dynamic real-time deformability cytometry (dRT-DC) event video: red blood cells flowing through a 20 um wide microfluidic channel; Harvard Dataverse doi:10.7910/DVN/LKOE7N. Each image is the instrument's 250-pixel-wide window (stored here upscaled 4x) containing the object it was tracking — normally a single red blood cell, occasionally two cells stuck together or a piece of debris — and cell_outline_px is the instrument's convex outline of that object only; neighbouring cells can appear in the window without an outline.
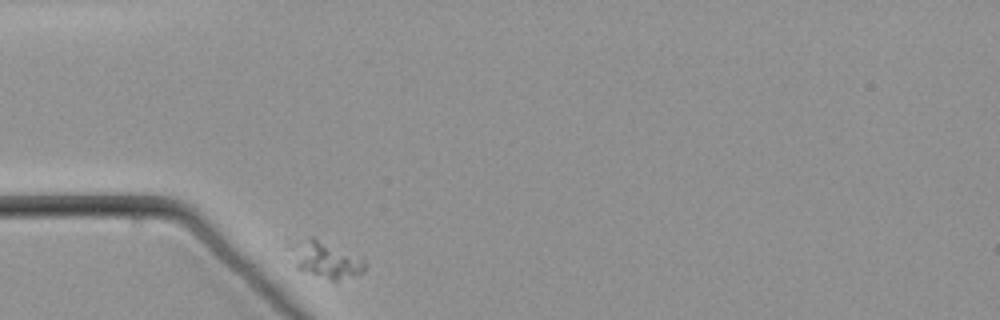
{"species": "common noctule bat (a hibernating species)", "species_latin": "Nyctalus noctula", "temperature_condition": "warm", "stored_images_in_passage": 42, "camera_frame_rate_fps": 3000, "um_per_image_px": 0.085, "animal": {"sex": "male", "body_mass_g": 21.5, "forearm_length_mm": 52.0}, "frame": {"image": 1, "passage_image": 1, "time_ms": 0.0, "image_size_px": [1000, 320], "cell_outline_px": [[364, 272], [352, 276], [336, 280], [332, 280], [296, 268], [296, 264], [308, 236], [312, 236], [364, 260]], "centroid_in_image_um": [27.91, 22.15], "position_along_channel_um": 57.1, "area_um2": 13.58}}
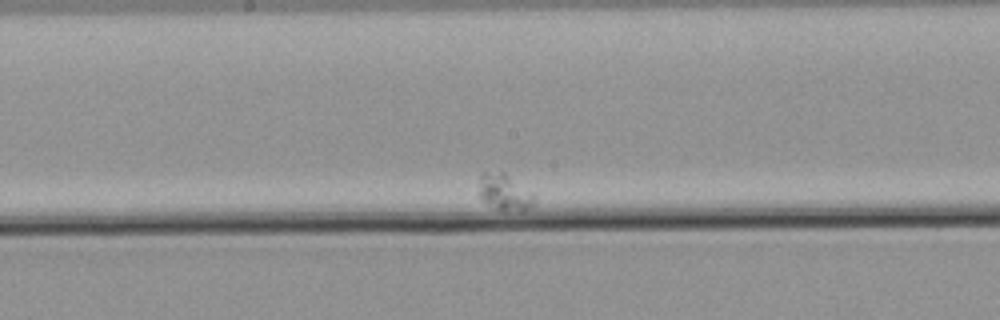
{"frame": {"image": 2, "passage_image": 22, "time_ms": 7.0, "image_size_px": [1000, 320], "cell_outline_px": [[536, 200], [528, 208], [520, 212], [496, 208], [484, 200], [480, 196], [480, 172], [504, 172], [536, 196]], "centroid_in_image_um": [42.91, 16.33], "position_along_channel_um": 205.3, "area_um2": 11.39}}
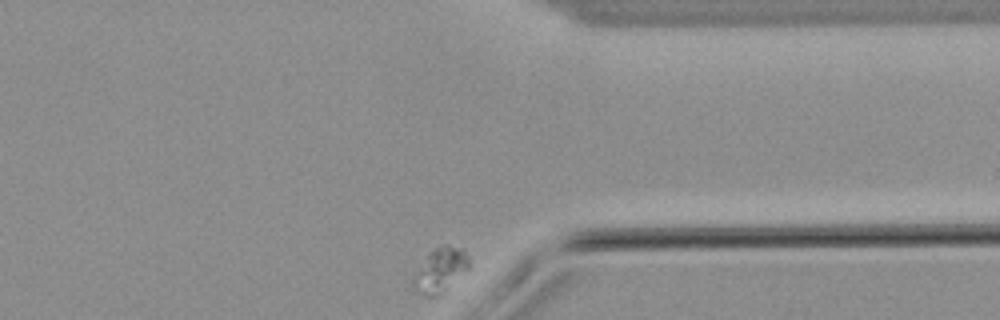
{"frame": {"image": 3, "passage_image": 42, "time_ms": 13.667, "image_size_px": [1000, 320], "cell_outline_px": [[468, 268], [436, 296], [424, 296], [412, 284], [412, 280], [428, 256], [436, 248], [460, 248], [468, 256]], "centroid_in_image_um": [37.42, 23.0], "position_along_channel_um": 374.0, "area_um2": 12.89}}